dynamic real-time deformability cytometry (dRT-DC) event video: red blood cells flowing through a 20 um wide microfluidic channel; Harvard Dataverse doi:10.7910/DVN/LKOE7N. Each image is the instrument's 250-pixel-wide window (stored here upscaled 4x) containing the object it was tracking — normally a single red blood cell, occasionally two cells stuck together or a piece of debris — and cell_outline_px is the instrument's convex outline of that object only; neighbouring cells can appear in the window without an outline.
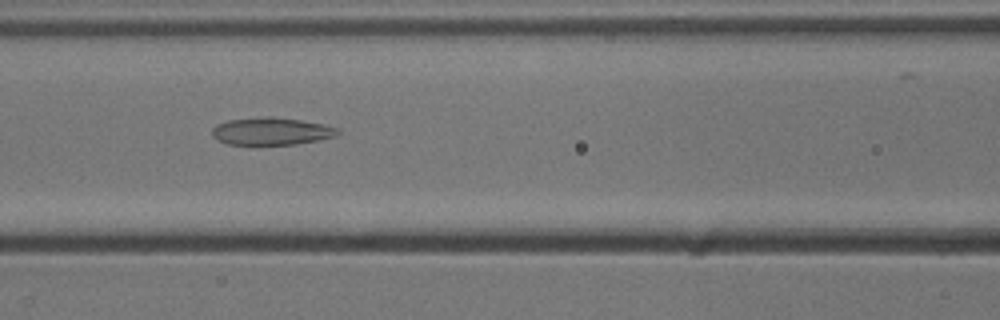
{"species": "common noctule bat (a hibernating species)", "species_latin": "Nyctalus noctula", "temperature_condition": "cold", "stored_images_in_passage": 32, "camera_frame_rate_fps": 3000, "um_per_image_px": 0.085, "animal": {"sex": "male", "body_mass_g": 13.3}, "frame": {"image": 1, "passage_image": 7, "time_ms": 2.0, "image_size_px": [1000, 320], "cell_outline_px": [[340, 132], [336, 136], [320, 140], [296, 144], [228, 144], [212, 136], [212, 128], [216, 124], [228, 120], [268, 116], [300, 120], [324, 124], [340, 128]], "centroid_in_image_um": [23.1, 11.15], "position_along_channel_um": 143.5, "area_um2": 20.06}}
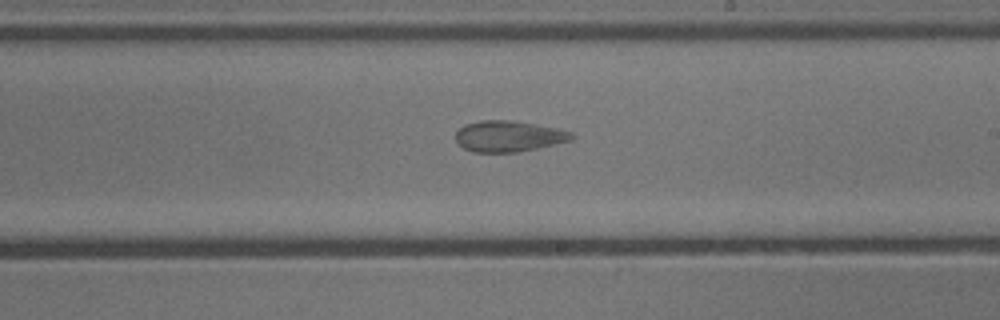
{"frame": {"image": 2, "passage_image": 15, "time_ms": 4.667, "image_size_px": [1000, 320], "cell_outline_px": [[576, 136], [572, 140], [520, 152], [472, 152], [464, 148], [456, 140], [456, 132], [464, 124], [480, 120], [512, 120], [560, 128], [572, 132]], "centroid_in_image_um": [43.27, 11.57], "position_along_channel_um": 245.7, "area_um2": 21.15}}
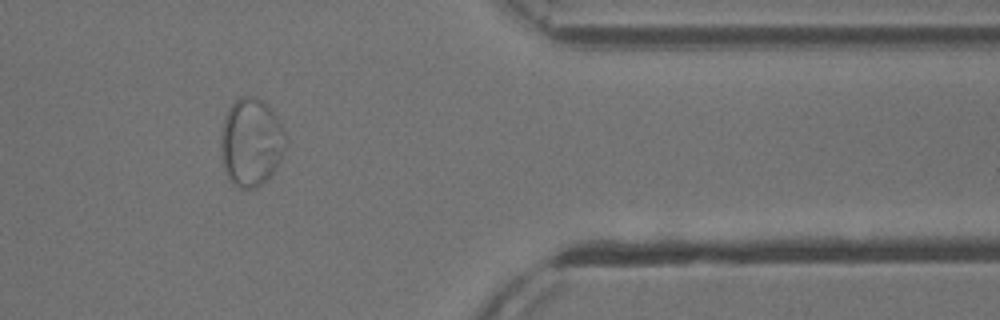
{"frame": {"image": 3, "passage_image": 28, "time_ms": 9.0, "image_size_px": [1000, 320], "cell_outline_px": [[284, 132], [276, 164], [272, 172], [256, 188], [236, 188], [232, 184], [224, 168], [220, 148], [220, 136], [224, 116], [228, 108], [240, 96], [256, 96], [276, 116]], "centroid_in_image_um": [21.24, 12.07], "position_along_channel_um": 390.2, "area_um2": 32.19}}